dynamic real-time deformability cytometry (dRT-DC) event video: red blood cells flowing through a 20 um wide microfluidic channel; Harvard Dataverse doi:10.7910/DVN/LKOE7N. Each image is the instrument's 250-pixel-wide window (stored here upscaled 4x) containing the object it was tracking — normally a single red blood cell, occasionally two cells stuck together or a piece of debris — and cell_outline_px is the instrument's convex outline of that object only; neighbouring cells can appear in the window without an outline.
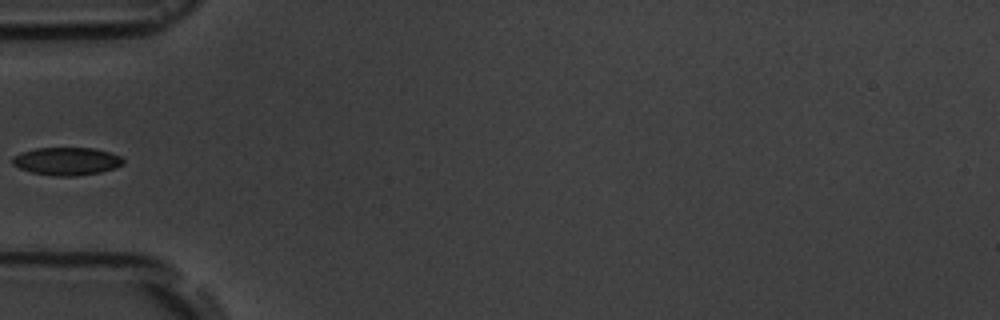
{"species": "common noctule bat (a hibernating species)", "species_latin": "Nyctalus noctula", "temperature_condition": "room temperature", "stored_images_in_passage": 7, "camera_frame_rate_fps": 3000, "um_per_image_px": 0.085, "animal": {"sex": "male", "body_mass_g": 19.5, "forearm_length_mm": 54.6}, "frame": {"image": 1, "passage_image": 6, "time_ms": 6.0, "image_size_px": [1000, 320], "cell_outline_px": [[124, 164], [116, 168], [100, 172], [76, 176], [56, 176], [32, 172], [20, 168], [12, 164], [12, 156], [20, 152], [36, 148], [92, 148], [108, 152], [120, 156], [124, 160]], "centroid_in_image_um": [5.66, 13.7], "position_along_channel_um": 79.3, "area_um2": 17.98}}
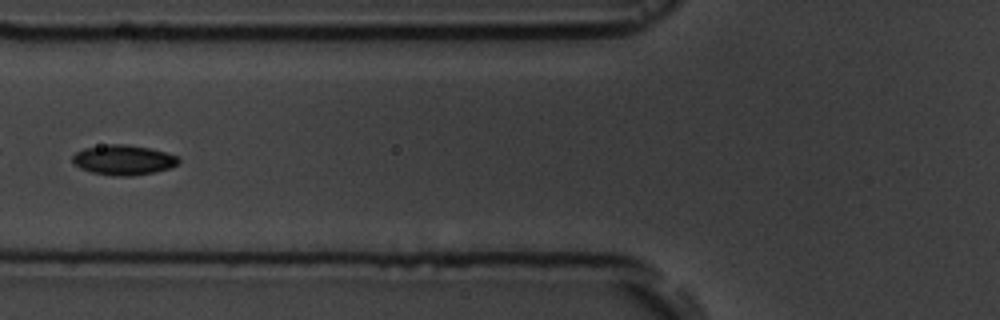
{"frame": {"image": 2, "passage_image": 7, "time_ms": 7.0, "image_size_px": [1000, 320], "cell_outline_px": [[180, 164], [172, 168], [132, 176], [112, 176], [92, 172], [80, 168], [72, 160], [72, 156], [76, 152], [84, 148], [108, 144], [124, 144], [148, 148], [164, 152], [176, 156], [180, 160]], "centroid_in_image_um": [10.5, 13.6], "position_along_channel_um": 115.3, "area_um2": 18.44}}